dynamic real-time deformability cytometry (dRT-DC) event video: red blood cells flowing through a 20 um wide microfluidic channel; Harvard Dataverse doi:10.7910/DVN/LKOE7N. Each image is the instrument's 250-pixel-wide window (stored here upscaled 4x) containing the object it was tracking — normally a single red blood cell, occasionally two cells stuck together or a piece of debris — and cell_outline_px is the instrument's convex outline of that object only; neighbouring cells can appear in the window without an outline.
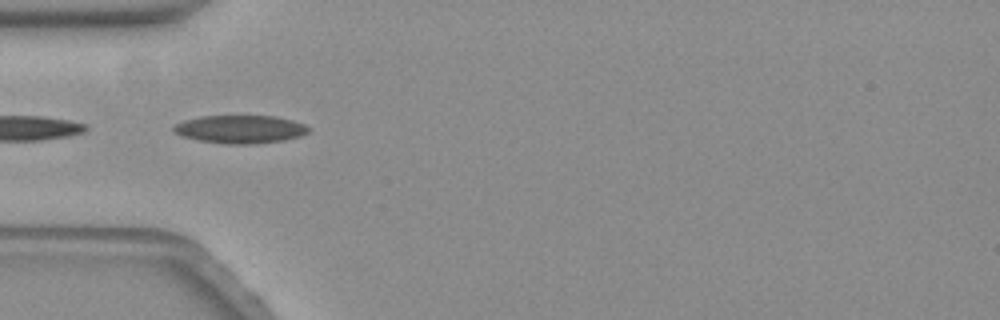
{"species": "common noctule bat (a hibernating species)", "species_latin": "Nyctalus noctula", "temperature_condition": "warm", "stored_images_in_passage": 10, "camera_frame_rate_fps": 3000, "um_per_image_px": 0.085, "animal": {"sex": "female", "body_mass_g": 19.3, "forearm_length_mm": 54.1}, "frame": {"image": 1, "passage_image": 4, "time_ms": 1.0, "image_size_px": [1000, 320], "cell_outline_px": [[312, 128], [308, 132], [300, 136], [284, 140], [256, 144], [224, 144], [200, 140], [180, 136], [172, 128], [176, 124], [184, 120], [200, 116], [276, 116], [292, 120], [304, 124]], "centroid_in_image_um": [20.44, 10.99], "position_along_channel_um": 64.6, "area_um2": 22.14}}